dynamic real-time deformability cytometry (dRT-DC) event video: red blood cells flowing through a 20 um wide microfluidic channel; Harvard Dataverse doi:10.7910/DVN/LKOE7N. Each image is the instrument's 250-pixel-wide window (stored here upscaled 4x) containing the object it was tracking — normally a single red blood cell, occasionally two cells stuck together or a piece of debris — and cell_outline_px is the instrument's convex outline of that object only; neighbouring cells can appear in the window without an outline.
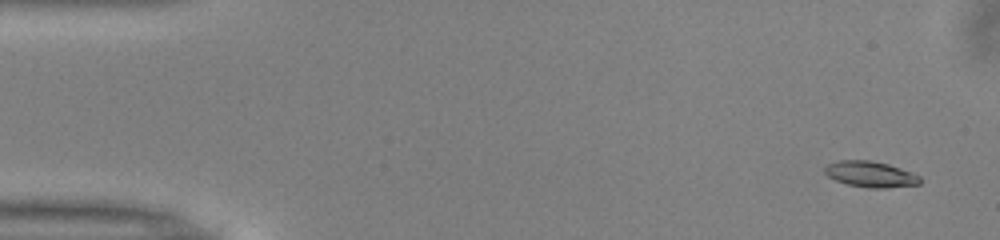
{"species": "common noctule bat (a hibernating species)", "species_latin": "Nyctalus noctula", "temperature_condition": "warm", "stored_images_in_passage": 52, "camera_frame_rate_fps": 3000, "um_per_image_px": 0.085, "animal": {"sex": "male", "body_mass_g": 13.0, "forearm_length_mm": 53.1}, "frame": {"image": 1, "passage_image": 3, "time_ms": 0.667, "image_size_px": [1000, 240], "cell_outline_px": [[924, 180], [920, 184], [888, 188], [872, 188], [848, 184], [836, 180], [828, 176], [824, 172], [824, 168], [828, 164], [840, 160], [868, 160], [888, 164], [912, 172], [920, 176]], "centroid_in_image_um": [74.04, 14.81], "position_along_channel_um": 11.0, "area_um2": 14.39}}
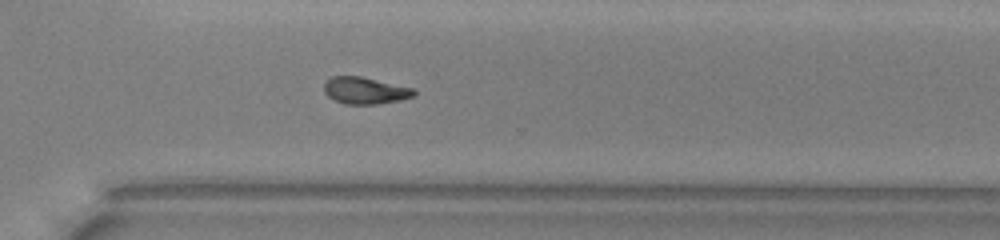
{"frame": {"image": 2, "passage_image": 37, "time_ms": 12.0, "image_size_px": [1000, 240], "cell_outline_px": [[416, 96], [400, 100], [376, 104], [344, 104], [328, 96], [324, 92], [324, 84], [332, 76], [360, 76], [416, 88]], "centroid_in_image_um": [31.08, 7.69], "position_along_channel_um": 339.5, "area_um2": 14.16}}
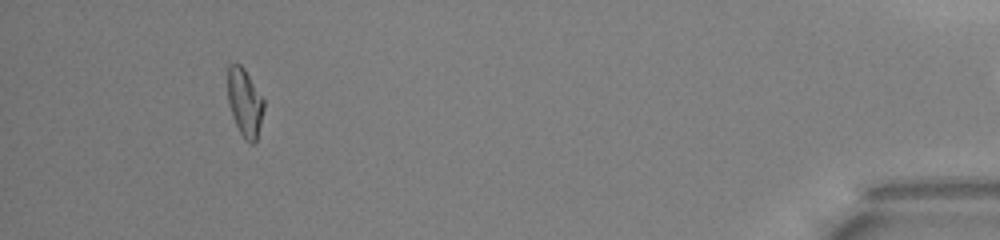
{"frame": {"image": 3, "passage_image": 48, "time_ms": 15.667, "image_size_px": [1000, 240], "cell_outline_px": [[264, 108], [256, 144], [252, 144], [244, 140], [232, 116], [228, 104], [228, 64], [240, 64], [244, 68], [264, 100]], "centroid_in_image_um": [20.81, 8.75], "position_along_channel_um": 414.4, "area_um2": 14.33}, "authors_computed_cell_mechanics": {"area_um2": 14.2766, "velocity_mm_per_s": 4.0046, "shape_relaxation_time_tau1_ms": 5.5517, "shape_relaxation_time_tau2_ms": null, "deformation_change_tau1": 0.1967, "deformation_change_tau2": null}}